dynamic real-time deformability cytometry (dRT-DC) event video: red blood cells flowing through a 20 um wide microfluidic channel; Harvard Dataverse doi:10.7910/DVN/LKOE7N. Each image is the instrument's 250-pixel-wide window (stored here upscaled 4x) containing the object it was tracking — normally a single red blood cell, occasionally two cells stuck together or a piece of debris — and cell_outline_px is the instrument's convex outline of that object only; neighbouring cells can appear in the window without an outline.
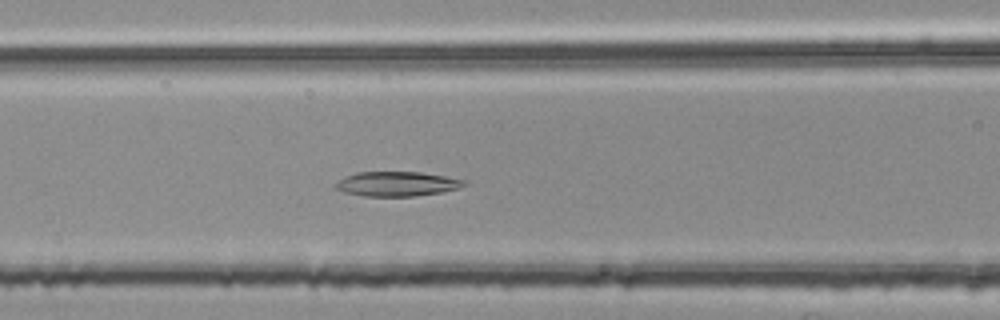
{"species": "common noctule bat (a hibernating species)", "species_latin": "Nyctalus noctula", "temperature_condition": "room temperature", "stored_images_in_passage": 37, "camera_frame_rate_fps": 3000, "um_per_image_px": 0.085, "animal": {"sex": "female", "body_mass_g": 25.1}, "frame": {"image": 1, "passage_image": 8, "time_ms": 2.333, "image_size_px": [1000, 320], "cell_outline_px": [[468, 184], [460, 188], [440, 192], [412, 196], [364, 196], [344, 192], [336, 188], [332, 184], [344, 176], [356, 172], [420, 172], [468, 180]], "centroid_in_image_um": [33.73, 15.62], "position_along_channel_um": 132.9, "area_um2": 18.55}}
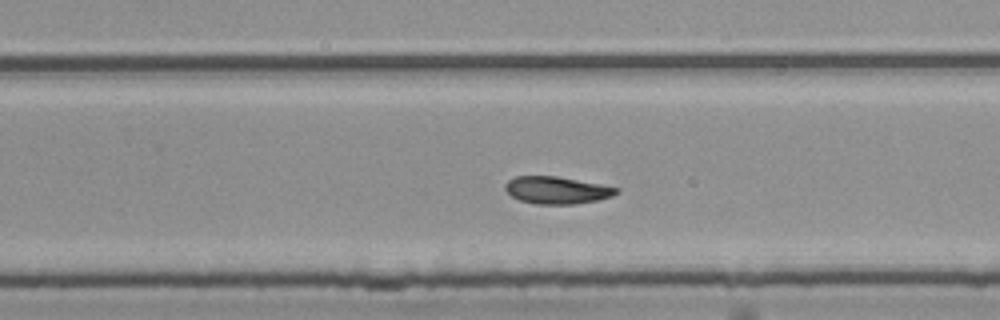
{"frame": {"image": 2, "passage_image": 20, "time_ms": 6.333, "image_size_px": [1000, 320], "cell_outline_px": [[620, 192], [612, 196], [596, 200], [576, 204], [536, 204], [520, 200], [512, 196], [504, 188], [504, 184], [508, 180], [516, 176], [556, 176], [600, 184], [620, 188]], "centroid_in_image_um": [47.33, 16.16], "position_along_channel_um": 282.5, "area_um2": 17.63}}
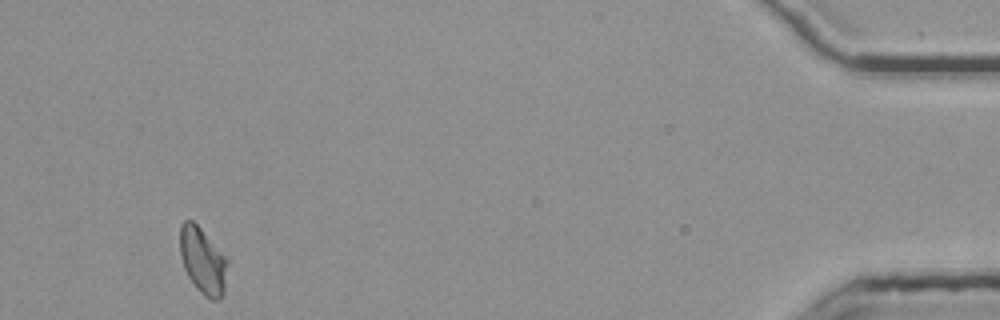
{"frame": {"image": 3, "passage_image": 37, "time_ms": 12.0, "image_size_px": [1000, 320], "cell_outline_px": [[228, 260], [224, 296], [220, 300], [208, 300], [196, 288], [188, 276], [184, 268], [180, 256], [180, 224], [184, 220], [192, 220], [200, 228]], "centroid_in_image_um": [17.24, 22.21], "position_along_channel_um": 418.0, "area_um2": 18.44}}